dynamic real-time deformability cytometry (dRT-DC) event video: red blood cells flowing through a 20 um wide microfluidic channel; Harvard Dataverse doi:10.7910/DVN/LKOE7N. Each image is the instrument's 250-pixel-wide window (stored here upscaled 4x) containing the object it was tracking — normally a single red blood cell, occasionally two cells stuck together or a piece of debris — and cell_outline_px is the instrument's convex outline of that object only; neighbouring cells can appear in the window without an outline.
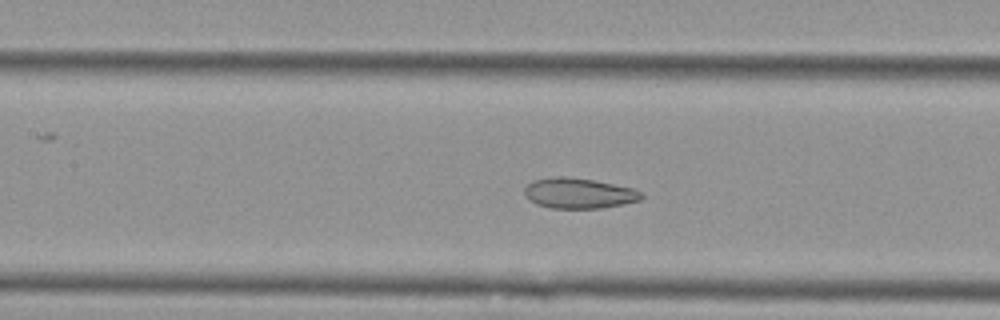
{"species": "Egyptian fruit bat (a non-hibernating species)", "species_latin": "Rousettus aegyptiacus", "temperature_condition": "cold", "stored_images_in_passage": 38, "camera_frame_rate_fps": 3000, "um_per_image_px": 0.085, "animal": {"sex": "female"}, "frame": {"image": 1, "passage_image": 12, "time_ms": 3.667, "image_size_px": [1000, 320], "cell_outline_px": [[644, 196], [640, 200], [624, 204], [600, 208], [552, 208], [536, 204], [528, 200], [524, 196], [524, 188], [532, 180], [556, 176], [564, 176], [592, 180], [632, 188], [644, 192]], "centroid_in_image_um": [49.18, 16.43], "position_along_channel_um": 158.2, "area_um2": 20.81}}
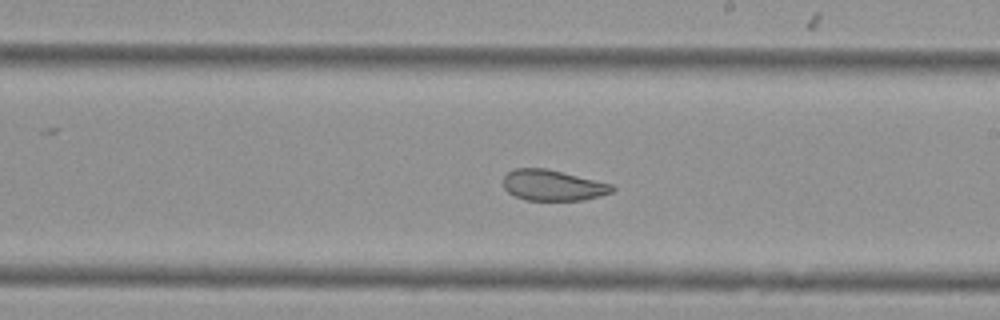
{"frame": {"image": 2, "passage_image": 19, "time_ms": 6.0, "image_size_px": [1000, 320], "cell_outline_px": [[616, 188], [612, 192], [600, 196], [584, 200], [524, 200], [508, 192], [504, 188], [504, 176], [508, 172], [516, 168], [544, 168], [612, 184]], "centroid_in_image_um": [46.99, 15.76], "position_along_channel_um": 242.0, "area_um2": 19.36}}
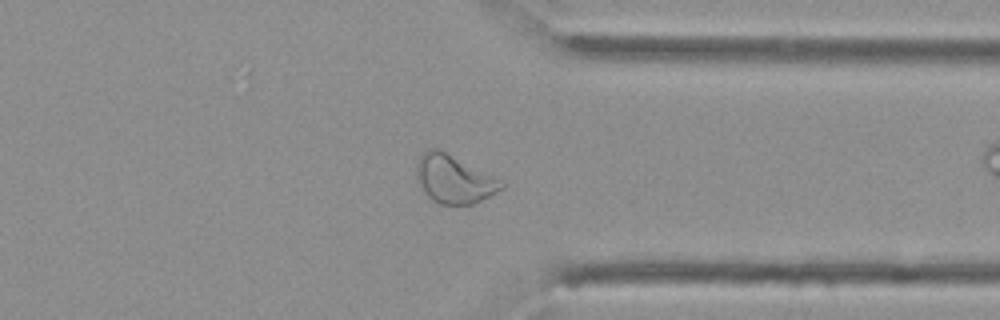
{"frame": {"image": 3, "passage_image": 30, "time_ms": 9.667, "image_size_px": [1000, 320], "cell_outline_px": [[504, 188], [492, 196], [476, 204], [440, 204], [432, 200], [424, 192], [416, 180], [416, 164], [420, 156], [428, 148], [436, 148], [504, 180]], "centroid_in_image_um": [38.62, 15.25], "position_along_channel_um": 372.8, "area_um2": 24.04}, "authors_computed_cell_mechanics": {"area_um2": 21.5883, "velocity_mm_per_s": 3.6222, "shape_relaxation_time_tau1_ms": null, "shape_relaxation_time_tau2_ms": 2.1708, "deformation_change_tau1": null, "deformation_change_tau2": 0.0853}}